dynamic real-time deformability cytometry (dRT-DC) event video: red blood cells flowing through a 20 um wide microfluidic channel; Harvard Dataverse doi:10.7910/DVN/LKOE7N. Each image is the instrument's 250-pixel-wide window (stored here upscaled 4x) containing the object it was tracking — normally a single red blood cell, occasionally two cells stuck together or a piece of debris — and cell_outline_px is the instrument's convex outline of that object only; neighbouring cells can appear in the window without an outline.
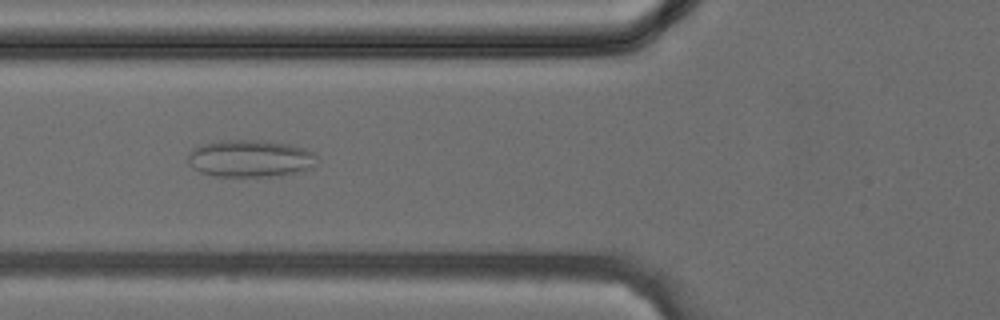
{"species": "common noctule bat (a hibernating species)", "species_latin": "Nyctalus noctula", "temperature_condition": "cold", "stored_images_in_passage": 35, "camera_frame_rate_fps": 3000, "um_per_image_px": 0.085, "animal": {"sex": "female", "body_mass_g": 24.6, "forearm_length_mm": 56.2}, "frame": {"image": 1, "passage_image": 11, "time_ms": 3.333, "image_size_px": [1000, 320], "cell_outline_px": [[320, 160], [312, 168], [280, 176], [216, 176], [200, 172], [192, 168], [188, 164], [188, 152], [192, 148], [200, 144], [220, 140], [260, 140], [288, 144], [304, 148], [312, 152]], "centroid_in_image_um": [21.25, 13.47], "position_along_channel_um": 104.6, "area_um2": 28.32}}
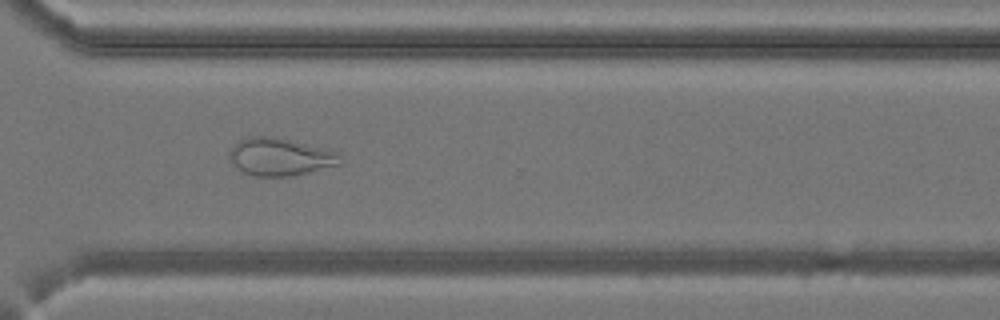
{"frame": {"image": 2, "passage_image": 25, "time_ms": 8.0, "image_size_px": [1000, 320], "cell_outline_px": [[340, 164], [308, 172], [288, 176], [256, 176], [240, 172], [232, 164], [228, 156], [228, 152], [240, 140], [248, 136], [272, 136], [336, 152], [340, 156]], "centroid_in_image_um": [23.71, 13.34], "position_along_channel_um": 346.9, "area_um2": 23.87}}